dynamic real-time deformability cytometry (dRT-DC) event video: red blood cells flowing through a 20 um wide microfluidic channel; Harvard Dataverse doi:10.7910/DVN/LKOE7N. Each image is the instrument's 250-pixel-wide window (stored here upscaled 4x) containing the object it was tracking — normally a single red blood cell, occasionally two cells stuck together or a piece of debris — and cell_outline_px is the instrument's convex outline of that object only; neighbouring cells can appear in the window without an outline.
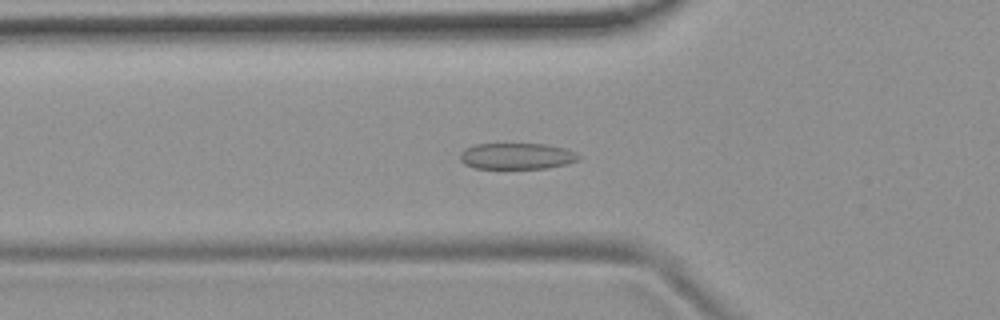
{"species": "common noctule bat (a hibernating species)", "species_latin": "Nyctalus noctula", "temperature_condition": "room temperature", "stored_images_in_passage": 47, "camera_frame_rate_fps": 3000, "um_per_image_px": 0.085, "animal": {"sex": "female", "body_mass_g": 19.9}, "frame": {"image": 1, "passage_image": 10, "time_ms": 3.0, "image_size_px": [1000, 320], "cell_outline_px": [[580, 156], [576, 160], [568, 164], [548, 168], [476, 168], [464, 164], [460, 160], [460, 152], [464, 148], [476, 144], [544, 144], [564, 148], [576, 152]], "centroid_in_image_um": [43.91, 13.27], "position_along_channel_um": 81.9, "area_um2": 18.09}}
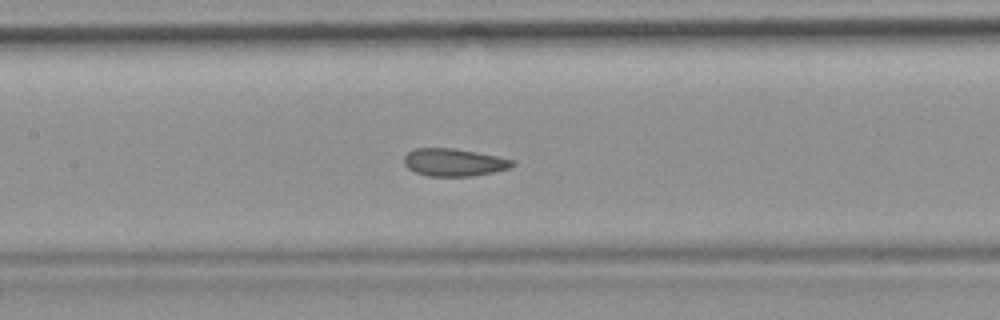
{"frame": {"image": 2, "passage_image": 17, "time_ms": 5.333, "image_size_px": [1000, 320], "cell_outline_px": [[516, 164], [512, 168], [472, 176], [428, 176], [416, 172], [408, 168], [404, 164], [404, 156], [408, 152], [416, 148], [456, 148], [516, 160]], "centroid_in_image_um": [38.62, 13.79], "position_along_channel_um": 168.8, "area_um2": 17.51}}
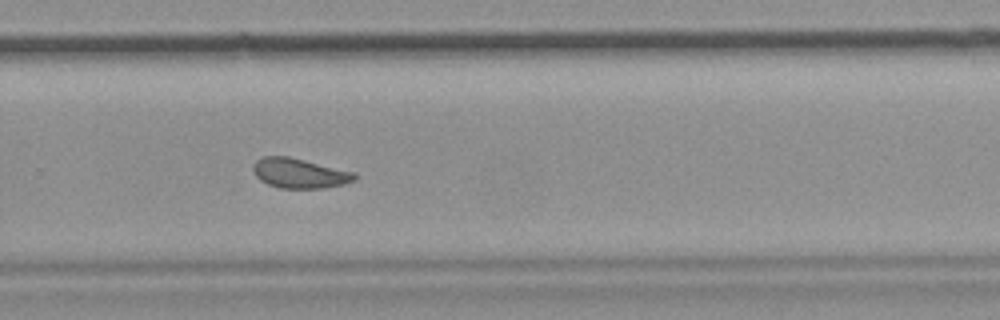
{"frame": {"image": 3, "passage_image": 28, "time_ms": 9.0, "image_size_px": [1000, 320], "cell_outline_px": [[356, 180], [344, 184], [324, 188], [280, 188], [268, 184], [260, 180], [256, 176], [252, 168], [252, 164], [256, 160], [264, 156], [288, 156], [356, 172]], "centroid_in_image_um": [25.46, 14.72], "position_along_channel_um": 304.3, "area_um2": 17.74}, "authors_computed_cell_mechanics": {"area_um2": 17.8602, "velocity_mm_per_s": 3.7096, "shape_relaxation_time_tau1_ms": null, "shape_relaxation_time_tau2_ms": 1.0126, "deformation_change_tau1": null, "deformation_change_tau2": 0.0744}}